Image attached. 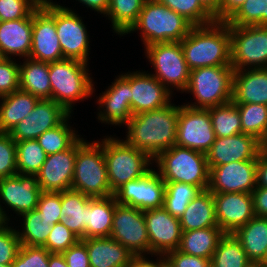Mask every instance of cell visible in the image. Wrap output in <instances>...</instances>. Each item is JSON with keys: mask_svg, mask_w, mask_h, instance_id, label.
I'll use <instances>...</instances> for the list:
<instances>
[{"mask_svg": "<svg viewBox=\"0 0 267 267\" xmlns=\"http://www.w3.org/2000/svg\"><path fill=\"white\" fill-rule=\"evenodd\" d=\"M179 106L170 102L160 109L133 115L127 125L126 141L154 160L176 142Z\"/></svg>", "mask_w": 267, "mask_h": 267, "instance_id": "cell-1", "label": "cell"}, {"mask_svg": "<svg viewBox=\"0 0 267 267\" xmlns=\"http://www.w3.org/2000/svg\"><path fill=\"white\" fill-rule=\"evenodd\" d=\"M190 70L210 66H231L230 31L227 22L214 21L193 26L180 42Z\"/></svg>", "mask_w": 267, "mask_h": 267, "instance_id": "cell-2", "label": "cell"}, {"mask_svg": "<svg viewBox=\"0 0 267 267\" xmlns=\"http://www.w3.org/2000/svg\"><path fill=\"white\" fill-rule=\"evenodd\" d=\"M193 25L157 0H146L137 22L126 33L141 30L145 47L164 42H181Z\"/></svg>", "mask_w": 267, "mask_h": 267, "instance_id": "cell-3", "label": "cell"}, {"mask_svg": "<svg viewBox=\"0 0 267 267\" xmlns=\"http://www.w3.org/2000/svg\"><path fill=\"white\" fill-rule=\"evenodd\" d=\"M71 189L90 198H104L111 191L101 142L77 139V152Z\"/></svg>", "mask_w": 267, "mask_h": 267, "instance_id": "cell-4", "label": "cell"}, {"mask_svg": "<svg viewBox=\"0 0 267 267\" xmlns=\"http://www.w3.org/2000/svg\"><path fill=\"white\" fill-rule=\"evenodd\" d=\"M153 161L165 182H182L208 189L210 169L206 154L190 148L173 145Z\"/></svg>", "mask_w": 267, "mask_h": 267, "instance_id": "cell-5", "label": "cell"}, {"mask_svg": "<svg viewBox=\"0 0 267 267\" xmlns=\"http://www.w3.org/2000/svg\"><path fill=\"white\" fill-rule=\"evenodd\" d=\"M87 65L74 59L49 63L51 100L62 105L70 114L75 101L89 98L94 92Z\"/></svg>", "mask_w": 267, "mask_h": 267, "instance_id": "cell-6", "label": "cell"}, {"mask_svg": "<svg viewBox=\"0 0 267 267\" xmlns=\"http://www.w3.org/2000/svg\"><path fill=\"white\" fill-rule=\"evenodd\" d=\"M102 148L108 173L109 186L114 193L123 184L147 173L153 161L145 152L136 149L126 140L106 137Z\"/></svg>", "mask_w": 267, "mask_h": 267, "instance_id": "cell-7", "label": "cell"}, {"mask_svg": "<svg viewBox=\"0 0 267 267\" xmlns=\"http://www.w3.org/2000/svg\"><path fill=\"white\" fill-rule=\"evenodd\" d=\"M233 75L232 66H210L191 70L185 92H192L197 102L184 105L195 109H209L231 102Z\"/></svg>", "mask_w": 267, "mask_h": 267, "instance_id": "cell-8", "label": "cell"}, {"mask_svg": "<svg viewBox=\"0 0 267 267\" xmlns=\"http://www.w3.org/2000/svg\"><path fill=\"white\" fill-rule=\"evenodd\" d=\"M145 48L146 57L155 70V74L152 75L171 93L173 91L170 88L173 87L184 92L189 83L191 70L184 58L180 42L155 43Z\"/></svg>", "mask_w": 267, "mask_h": 267, "instance_id": "cell-9", "label": "cell"}, {"mask_svg": "<svg viewBox=\"0 0 267 267\" xmlns=\"http://www.w3.org/2000/svg\"><path fill=\"white\" fill-rule=\"evenodd\" d=\"M229 31L234 70L267 68V26H229Z\"/></svg>", "mask_w": 267, "mask_h": 267, "instance_id": "cell-10", "label": "cell"}, {"mask_svg": "<svg viewBox=\"0 0 267 267\" xmlns=\"http://www.w3.org/2000/svg\"><path fill=\"white\" fill-rule=\"evenodd\" d=\"M30 59L51 63L63 60L62 48L55 27V2L42 0L33 12Z\"/></svg>", "mask_w": 267, "mask_h": 267, "instance_id": "cell-11", "label": "cell"}, {"mask_svg": "<svg viewBox=\"0 0 267 267\" xmlns=\"http://www.w3.org/2000/svg\"><path fill=\"white\" fill-rule=\"evenodd\" d=\"M216 136L208 109L179 105L175 145L207 153Z\"/></svg>", "mask_w": 267, "mask_h": 267, "instance_id": "cell-12", "label": "cell"}, {"mask_svg": "<svg viewBox=\"0 0 267 267\" xmlns=\"http://www.w3.org/2000/svg\"><path fill=\"white\" fill-rule=\"evenodd\" d=\"M110 237L135 256L150 254L144 211L116 203ZM144 253V254H143Z\"/></svg>", "mask_w": 267, "mask_h": 267, "instance_id": "cell-13", "label": "cell"}, {"mask_svg": "<svg viewBox=\"0 0 267 267\" xmlns=\"http://www.w3.org/2000/svg\"><path fill=\"white\" fill-rule=\"evenodd\" d=\"M117 204L142 211L163 207L165 181L152 168L142 177L123 184L114 192Z\"/></svg>", "mask_w": 267, "mask_h": 267, "instance_id": "cell-14", "label": "cell"}, {"mask_svg": "<svg viewBox=\"0 0 267 267\" xmlns=\"http://www.w3.org/2000/svg\"><path fill=\"white\" fill-rule=\"evenodd\" d=\"M55 27L64 59L88 63L89 36L79 15L55 3Z\"/></svg>", "mask_w": 267, "mask_h": 267, "instance_id": "cell-15", "label": "cell"}, {"mask_svg": "<svg viewBox=\"0 0 267 267\" xmlns=\"http://www.w3.org/2000/svg\"><path fill=\"white\" fill-rule=\"evenodd\" d=\"M256 177L257 160L222 164L210 169L208 190L211 193H252Z\"/></svg>", "mask_w": 267, "mask_h": 267, "instance_id": "cell-16", "label": "cell"}, {"mask_svg": "<svg viewBox=\"0 0 267 267\" xmlns=\"http://www.w3.org/2000/svg\"><path fill=\"white\" fill-rule=\"evenodd\" d=\"M121 76L131 87L130 103L133 115L160 109L171 102L172 93L152 74L135 71Z\"/></svg>", "mask_w": 267, "mask_h": 267, "instance_id": "cell-17", "label": "cell"}, {"mask_svg": "<svg viewBox=\"0 0 267 267\" xmlns=\"http://www.w3.org/2000/svg\"><path fill=\"white\" fill-rule=\"evenodd\" d=\"M70 113L51 99L39 100L30 114L8 134L15 142L37 139L47 130L61 124Z\"/></svg>", "mask_w": 267, "mask_h": 267, "instance_id": "cell-18", "label": "cell"}, {"mask_svg": "<svg viewBox=\"0 0 267 267\" xmlns=\"http://www.w3.org/2000/svg\"><path fill=\"white\" fill-rule=\"evenodd\" d=\"M150 254L165 255L179 247L182 235L180 219L164 207L144 211Z\"/></svg>", "mask_w": 267, "mask_h": 267, "instance_id": "cell-19", "label": "cell"}, {"mask_svg": "<svg viewBox=\"0 0 267 267\" xmlns=\"http://www.w3.org/2000/svg\"><path fill=\"white\" fill-rule=\"evenodd\" d=\"M263 143L252 135L239 133L216 138L206 153L209 169L235 161L258 160Z\"/></svg>", "mask_w": 267, "mask_h": 267, "instance_id": "cell-20", "label": "cell"}, {"mask_svg": "<svg viewBox=\"0 0 267 267\" xmlns=\"http://www.w3.org/2000/svg\"><path fill=\"white\" fill-rule=\"evenodd\" d=\"M76 152L77 140L67 150L47 155L37 174L41 191L62 192L71 189Z\"/></svg>", "mask_w": 267, "mask_h": 267, "instance_id": "cell-21", "label": "cell"}, {"mask_svg": "<svg viewBox=\"0 0 267 267\" xmlns=\"http://www.w3.org/2000/svg\"><path fill=\"white\" fill-rule=\"evenodd\" d=\"M215 203L216 219L224 233H234L254 216L251 193H212Z\"/></svg>", "mask_w": 267, "mask_h": 267, "instance_id": "cell-22", "label": "cell"}, {"mask_svg": "<svg viewBox=\"0 0 267 267\" xmlns=\"http://www.w3.org/2000/svg\"><path fill=\"white\" fill-rule=\"evenodd\" d=\"M41 192L37 175L17 173L0 179V198L18 215L34 210Z\"/></svg>", "mask_w": 267, "mask_h": 267, "instance_id": "cell-23", "label": "cell"}, {"mask_svg": "<svg viewBox=\"0 0 267 267\" xmlns=\"http://www.w3.org/2000/svg\"><path fill=\"white\" fill-rule=\"evenodd\" d=\"M109 87L102 93L103 95L99 96L97 103L103 112H98V120L112 125H128L133 116L130 103V84L119 75Z\"/></svg>", "mask_w": 267, "mask_h": 267, "instance_id": "cell-24", "label": "cell"}, {"mask_svg": "<svg viewBox=\"0 0 267 267\" xmlns=\"http://www.w3.org/2000/svg\"><path fill=\"white\" fill-rule=\"evenodd\" d=\"M232 101L267 105V68L234 70Z\"/></svg>", "mask_w": 267, "mask_h": 267, "instance_id": "cell-25", "label": "cell"}, {"mask_svg": "<svg viewBox=\"0 0 267 267\" xmlns=\"http://www.w3.org/2000/svg\"><path fill=\"white\" fill-rule=\"evenodd\" d=\"M32 27L33 13L27 18L0 22V51L5 58L11 55L29 58Z\"/></svg>", "mask_w": 267, "mask_h": 267, "instance_id": "cell-26", "label": "cell"}, {"mask_svg": "<svg viewBox=\"0 0 267 267\" xmlns=\"http://www.w3.org/2000/svg\"><path fill=\"white\" fill-rule=\"evenodd\" d=\"M90 267H128L135 256L111 237L86 238Z\"/></svg>", "mask_w": 267, "mask_h": 267, "instance_id": "cell-27", "label": "cell"}, {"mask_svg": "<svg viewBox=\"0 0 267 267\" xmlns=\"http://www.w3.org/2000/svg\"><path fill=\"white\" fill-rule=\"evenodd\" d=\"M234 236L240 241L250 262L261 263L267 258V218L254 216L239 227Z\"/></svg>", "mask_w": 267, "mask_h": 267, "instance_id": "cell-28", "label": "cell"}, {"mask_svg": "<svg viewBox=\"0 0 267 267\" xmlns=\"http://www.w3.org/2000/svg\"><path fill=\"white\" fill-rule=\"evenodd\" d=\"M0 133H9L19 122L26 118L40 100L38 97L17 90L0 97Z\"/></svg>", "mask_w": 267, "mask_h": 267, "instance_id": "cell-29", "label": "cell"}, {"mask_svg": "<svg viewBox=\"0 0 267 267\" xmlns=\"http://www.w3.org/2000/svg\"><path fill=\"white\" fill-rule=\"evenodd\" d=\"M179 219L182 231L219 227L213 194L208 189L200 192Z\"/></svg>", "mask_w": 267, "mask_h": 267, "instance_id": "cell-30", "label": "cell"}, {"mask_svg": "<svg viewBox=\"0 0 267 267\" xmlns=\"http://www.w3.org/2000/svg\"><path fill=\"white\" fill-rule=\"evenodd\" d=\"M116 200L114 195L91 198L87 202L86 238L110 237Z\"/></svg>", "mask_w": 267, "mask_h": 267, "instance_id": "cell-31", "label": "cell"}, {"mask_svg": "<svg viewBox=\"0 0 267 267\" xmlns=\"http://www.w3.org/2000/svg\"><path fill=\"white\" fill-rule=\"evenodd\" d=\"M91 198L69 189L61 192V222L80 240L85 239L87 228V202Z\"/></svg>", "mask_w": 267, "mask_h": 267, "instance_id": "cell-32", "label": "cell"}, {"mask_svg": "<svg viewBox=\"0 0 267 267\" xmlns=\"http://www.w3.org/2000/svg\"><path fill=\"white\" fill-rule=\"evenodd\" d=\"M19 65V89L30 93L40 100L51 99V84L49 77V63L30 58Z\"/></svg>", "mask_w": 267, "mask_h": 267, "instance_id": "cell-33", "label": "cell"}, {"mask_svg": "<svg viewBox=\"0 0 267 267\" xmlns=\"http://www.w3.org/2000/svg\"><path fill=\"white\" fill-rule=\"evenodd\" d=\"M224 234L219 227L182 231L181 241L177 250L211 260L217 244Z\"/></svg>", "mask_w": 267, "mask_h": 267, "instance_id": "cell-34", "label": "cell"}, {"mask_svg": "<svg viewBox=\"0 0 267 267\" xmlns=\"http://www.w3.org/2000/svg\"><path fill=\"white\" fill-rule=\"evenodd\" d=\"M146 0H109L106 17L112 22V28L118 35H125L137 22Z\"/></svg>", "mask_w": 267, "mask_h": 267, "instance_id": "cell-35", "label": "cell"}, {"mask_svg": "<svg viewBox=\"0 0 267 267\" xmlns=\"http://www.w3.org/2000/svg\"><path fill=\"white\" fill-rule=\"evenodd\" d=\"M249 263L246 252L233 233H225L220 238L210 260L213 267H246Z\"/></svg>", "mask_w": 267, "mask_h": 267, "instance_id": "cell-36", "label": "cell"}, {"mask_svg": "<svg viewBox=\"0 0 267 267\" xmlns=\"http://www.w3.org/2000/svg\"><path fill=\"white\" fill-rule=\"evenodd\" d=\"M23 231H18V238L21 245L42 247L51 232L50 221L41 215L36 208L32 211L23 213Z\"/></svg>", "mask_w": 267, "mask_h": 267, "instance_id": "cell-37", "label": "cell"}, {"mask_svg": "<svg viewBox=\"0 0 267 267\" xmlns=\"http://www.w3.org/2000/svg\"><path fill=\"white\" fill-rule=\"evenodd\" d=\"M208 110L216 138L242 133L240 113L233 101Z\"/></svg>", "mask_w": 267, "mask_h": 267, "instance_id": "cell-38", "label": "cell"}, {"mask_svg": "<svg viewBox=\"0 0 267 267\" xmlns=\"http://www.w3.org/2000/svg\"><path fill=\"white\" fill-rule=\"evenodd\" d=\"M202 190L195 185L182 182H165L163 207L174 217L180 218Z\"/></svg>", "mask_w": 267, "mask_h": 267, "instance_id": "cell-39", "label": "cell"}, {"mask_svg": "<svg viewBox=\"0 0 267 267\" xmlns=\"http://www.w3.org/2000/svg\"><path fill=\"white\" fill-rule=\"evenodd\" d=\"M16 143L17 173L37 175L47 158V154L36 139L23 140Z\"/></svg>", "mask_w": 267, "mask_h": 267, "instance_id": "cell-40", "label": "cell"}, {"mask_svg": "<svg viewBox=\"0 0 267 267\" xmlns=\"http://www.w3.org/2000/svg\"><path fill=\"white\" fill-rule=\"evenodd\" d=\"M241 117L242 133L264 143L267 139V105L236 104Z\"/></svg>", "mask_w": 267, "mask_h": 267, "instance_id": "cell-41", "label": "cell"}, {"mask_svg": "<svg viewBox=\"0 0 267 267\" xmlns=\"http://www.w3.org/2000/svg\"><path fill=\"white\" fill-rule=\"evenodd\" d=\"M70 117L71 115L36 139L47 155L67 150L79 138L75 130L68 125Z\"/></svg>", "mask_w": 267, "mask_h": 267, "instance_id": "cell-42", "label": "cell"}, {"mask_svg": "<svg viewBox=\"0 0 267 267\" xmlns=\"http://www.w3.org/2000/svg\"><path fill=\"white\" fill-rule=\"evenodd\" d=\"M187 19L193 26L207 25L215 21L214 16L200 0H157Z\"/></svg>", "mask_w": 267, "mask_h": 267, "instance_id": "cell-43", "label": "cell"}, {"mask_svg": "<svg viewBox=\"0 0 267 267\" xmlns=\"http://www.w3.org/2000/svg\"><path fill=\"white\" fill-rule=\"evenodd\" d=\"M227 24L229 26H267V0H246Z\"/></svg>", "mask_w": 267, "mask_h": 267, "instance_id": "cell-44", "label": "cell"}, {"mask_svg": "<svg viewBox=\"0 0 267 267\" xmlns=\"http://www.w3.org/2000/svg\"><path fill=\"white\" fill-rule=\"evenodd\" d=\"M42 0H0V21H11L29 17Z\"/></svg>", "mask_w": 267, "mask_h": 267, "instance_id": "cell-45", "label": "cell"}, {"mask_svg": "<svg viewBox=\"0 0 267 267\" xmlns=\"http://www.w3.org/2000/svg\"><path fill=\"white\" fill-rule=\"evenodd\" d=\"M80 239L69 230L62 222L52 226L46 243L42 246L50 253H63Z\"/></svg>", "mask_w": 267, "mask_h": 267, "instance_id": "cell-46", "label": "cell"}, {"mask_svg": "<svg viewBox=\"0 0 267 267\" xmlns=\"http://www.w3.org/2000/svg\"><path fill=\"white\" fill-rule=\"evenodd\" d=\"M50 252L39 246L20 245L12 267H49Z\"/></svg>", "mask_w": 267, "mask_h": 267, "instance_id": "cell-47", "label": "cell"}, {"mask_svg": "<svg viewBox=\"0 0 267 267\" xmlns=\"http://www.w3.org/2000/svg\"><path fill=\"white\" fill-rule=\"evenodd\" d=\"M16 174V143L8 133H0V179Z\"/></svg>", "mask_w": 267, "mask_h": 267, "instance_id": "cell-48", "label": "cell"}, {"mask_svg": "<svg viewBox=\"0 0 267 267\" xmlns=\"http://www.w3.org/2000/svg\"><path fill=\"white\" fill-rule=\"evenodd\" d=\"M19 83V64L11 58H4L0 62V97L19 90Z\"/></svg>", "mask_w": 267, "mask_h": 267, "instance_id": "cell-49", "label": "cell"}, {"mask_svg": "<svg viewBox=\"0 0 267 267\" xmlns=\"http://www.w3.org/2000/svg\"><path fill=\"white\" fill-rule=\"evenodd\" d=\"M36 209L46 217L53 226L61 222V192H41Z\"/></svg>", "mask_w": 267, "mask_h": 267, "instance_id": "cell-50", "label": "cell"}, {"mask_svg": "<svg viewBox=\"0 0 267 267\" xmlns=\"http://www.w3.org/2000/svg\"><path fill=\"white\" fill-rule=\"evenodd\" d=\"M20 245L16 229L8 225L0 229V264H12Z\"/></svg>", "mask_w": 267, "mask_h": 267, "instance_id": "cell-51", "label": "cell"}, {"mask_svg": "<svg viewBox=\"0 0 267 267\" xmlns=\"http://www.w3.org/2000/svg\"><path fill=\"white\" fill-rule=\"evenodd\" d=\"M164 256L170 267H208L210 264V259L192 256L177 249L167 252Z\"/></svg>", "mask_w": 267, "mask_h": 267, "instance_id": "cell-52", "label": "cell"}, {"mask_svg": "<svg viewBox=\"0 0 267 267\" xmlns=\"http://www.w3.org/2000/svg\"><path fill=\"white\" fill-rule=\"evenodd\" d=\"M62 254L65 257L68 267H90L86 245L81 240Z\"/></svg>", "mask_w": 267, "mask_h": 267, "instance_id": "cell-53", "label": "cell"}, {"mask_svg": "<svg viewBox=\"0 0 267 267\" xmlns=\"http://www.w3.org/2000/svg\"><path fill=\"white\" fill-rule=\"evenodd\" d=\"M245 1L246 0H221L219 10L214 15L215 21L227 22Z\"/></svg>", "mask_w": 267, "mask_h": 267, "instance_id": "cell-54", "label": "cell"}, {"mask_svg": "<svg viewBox=\"0 0 267 267\" xmlns=\"http://www.w3.org/2000/svg\"><path fill=\"white\" fill-rule=\"evenodd\" d=\"M251 194L255 216L267 218V188L256 186Z\"/></svg>", "mask_w": 267, "mask_h": 267, "instance_id": "cell-55", "label": "cell"}, {"mask_svg": "<svg viewBox=\"0 0 267 267\" xmlns=\"http://www.w3.org/2000/svg\"><path fill=\"white\" fill-rule=\"evenodd\" d=\"M256 186L267 188V153L264 150L257 160Z\"/></svg>", "mask_w": 267, "mask_h": 267, "instance_id": "cell-56", "label": "cell"}, {"mask_svg": "<svg viewBox=\"0 0 267 267\" xmlns=\"http://www.w3.org/2000/svg\"><path fill=\"white\" fill-rule=\"evenodd\" d=\"M160 258L157 262L145 258L144 255L134 256L128 267H164L167 262L164 255H158ZM148 259V260H147Z\"/></svg>", "mask_w": 267, "mask_h": 267, "instance_id": "cell-57", "label": "cell"}, {"mask_svg": "<svg viewBox=\"0 0 267 267\" xmlns=\"http://www.w3.org/2000/svg\"><path fill=\"white\" fill-rule=\"evenodd\" d=\"M90 9L106 15L109 8V0H78Z\"/></svg>", "mask_w": 267, "mask_h": 267, "instance_id": "cell-58", "label": "cell"}, {"mask_svg": "<svg viewBox=\"0 0 267 267\" xmlns=\"http://www.w3.org/2000/svg\"><path fill=\"white\" fill-rule=\"evenodd\" d=\"M48 265L49 267H68L62 253H50Z\"/></svg>", "mask_w": 267, "mask_h": 267, "instance_id": "cell-59", "label": "cell"}, {"mask_svg": "<svg viewBox=\"0 0 267 267\" xmlns=\"http://www.w3.org/2000/svg\"><path fill=\"white\" fill-rule=\"evenodd\" d=\"M200 2L214 16L219 10L221 0H200Z\"/></svg>", "mask_w": 267, "mask_h": 267, "instance_id": "cell-60", "label": "cell"}, {"mask_svg": "<svg viewBox=\"0 0 267 267\" xmlns=\"http://www.w3.org/2000/svg\"><path fill=\"white\" fill-rule=\"evenodd\" d=\"M3 207L0 204V229H2L4 226H6L10 220L7 214L5 213L6 211H3ZM8 221V222H7Z\"/></svg>", "mask_w": 267, "mask_h": 267, "instance_id": "cell-61", "label": "cell"}, {"mask_svg": "<svg viewBox=\"0 0 267 267\" xmlns=\"http://www.w3.org/2000/svg\"><path fill=\"white\" fill-rule=\"evenodd\" d=\"M246 267H261V263L250 262Z\"/></svg>", "mask_w": 267, "mask_h": 267, "instance_id": "cell-62", "label": "cell"}, {"mask_svg": "<svg viewBox=\"0 0 267 267\" xmlns=\"http://www.w3.org/2000/svg\"><path fill=\"white\" fill-rule=\"evenodd\" d=\"M263 150L267 153V139H266V141L263 143Z\"/></svg>", "mask_w": 267, "mask_h": 267, "instance_id": "cell-63", "label": "cell"}, {"mask_svg": "<svg viewBox=\"0 0 267 267\" xmlns=\"http://www.w3.org/2000/svg\"><path fill=\"white\" fill-rule=\"evenodd\" d=\"M0 267H12L11 264H0Z\"/></svg>", "mask_w": 267, "mask_h": 267, "instance_id": "cell-64", "label": "cell"}, {"mask_svg": "<svg viewBox=\"0 0 267 267\" xmlns=\"http://www.w3.org/2000/svg\"><path fill=\"white\" fill-rule=\"evenodd\" d=\"M5 57L3 56V54L0 51V62L4 59Z\"/></svg>", "mask_w": 267, "mask_h": 267, "instance_id": "cell-65", "label": "cell"}, {"mask_svg": "<svg viewBox=\"0 0 267 267\" xmlns=\"http://www.w3.org/2000/svg\"><path fill=\"white\" fill-rule=\"evenodd\" d=\"M261 267H267V263L261 262Z\"/></svg>", "mask_w": 267, "mask_h": 267, "instance_id": "cell-66", "label": "cell"}]
</instances>
